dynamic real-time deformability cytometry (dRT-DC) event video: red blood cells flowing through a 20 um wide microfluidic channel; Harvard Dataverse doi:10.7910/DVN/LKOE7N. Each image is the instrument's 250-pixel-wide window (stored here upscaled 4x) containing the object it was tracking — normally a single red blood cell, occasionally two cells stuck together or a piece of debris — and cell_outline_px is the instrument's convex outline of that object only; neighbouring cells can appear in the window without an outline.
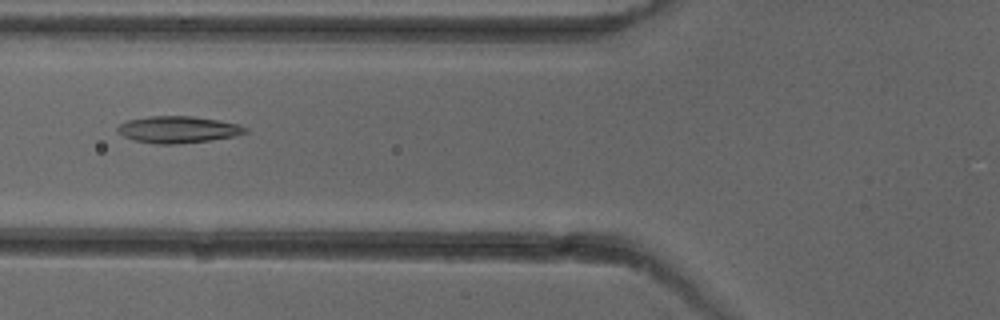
{"species": "common noctule bat (a hibernating species)", "species_latin": "Nyctalus noctula", "temperature_condition": "cold", "stored_images_in_passage": 5, "camera_frame_rate_fps": 3000, "um_per_image_px": 0.085, "animal": {"sex": "female"}, "frame": {"image": 1, "passage_image": 5, "time_ms": 5.667, "image_size_px": [1000, 320], "cell_outline_px": [[248, 132], [236, 136], [208, 140], [176, 144], [160, 144], [136, 140], [124, 136], [116, 132], [116, 128], [120, 124], [128, 120], [148, 116], [192, 116], [240, 124], [248, 128]], "centroid_in_image_um": [15.15, 11.0], "position_along_channel_um": 110.7, "area_um2": 19.83}}